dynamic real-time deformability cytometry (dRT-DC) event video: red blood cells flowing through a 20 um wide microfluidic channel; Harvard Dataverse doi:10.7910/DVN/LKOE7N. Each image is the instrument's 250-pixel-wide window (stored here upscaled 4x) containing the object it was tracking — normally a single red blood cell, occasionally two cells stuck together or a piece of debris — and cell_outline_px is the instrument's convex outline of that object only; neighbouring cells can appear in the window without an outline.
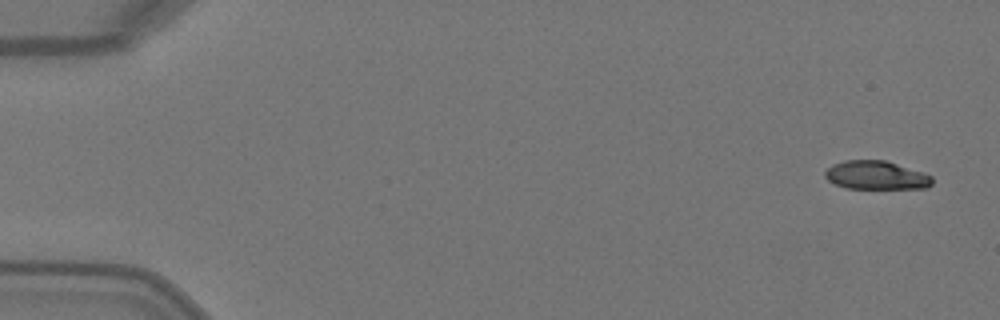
{"species": "Egyptian fruit bat (a non-hibernating species)", "species_latin": "Rousettus aegyptiacus", "temperature_condition": "warm", "stored_images_in_passage": 12, "camera_frame_rate_fps": 3000, "um_per_image_px": 0.085, "animal": {"sex": "female"}, "frame": {"image": 1, "passage_image": 1, "time_ms": 0.0, "image_size_px": [1000, 320], "cell_outline_px": [[932, 184], [928, 188], [848, 188], [836, 184], [828, 180], [824, 176], [824, 172], [832, 164], [844, 160], [888, 160], [924, 172], [932, 176]], "centroid_in_image_um": [74.5, 14.88], "position_along_channel_um": 10.5, "area_um2": 17.98}}